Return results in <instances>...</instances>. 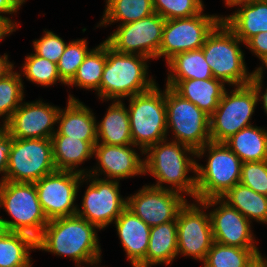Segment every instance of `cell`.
<instances>
[{
  "instance_id": "obj_30",
  "label": "cell",
  "mask_w": 267,
  "mask_h": 267,
  "mask_svg": "<svg viewBox=\"0 0 267 267\" xmlns=\"http://www.w3.org/2000/svg\"><path fill=\"white\" fill-rule=\"evenodd\" d=\"M167 80L213 78L209 64L205 61L202 49L176 54L167 63Z\"/></svg>"
},
{
  "instance_id": "obj_20",
  "label": "cell",
  "mask_w": 267,
  "mask_h": 267,
  "mask_svg": "<svg viewBox=\"0 0 267 267\" xmlns=\"http://www.w3.org/2000/svg\"><path fill=\"white\" fill-rule=\"evenodd\" d=\"M67 107L60 108L57 124L58 129L53 135H64L80 138L87 142H97L96 116L92 110L79 99L69 94Z\"/></svg>"
},
{
  "instance_id": "obj_46",
  "label": "cell",
  "mask_w": 267,
  "mask_h": 267,
  "mask_svg": "<svg viewBox=\"0 0 267 267\" xmlns=\"http://www.w3.org/2000/svg\"><path fill=\"white\" fill-rule=\"evenodd\" d=\"M247 267H267V258L260 254H257Z\"/></svg>"
},
{
  "instance_id": "obj_7",
  "label": "cell",
  "mask_w": 267,
  "mask_h": 267,
  "mask_svg": "<svg viewBox=\"0 0 267 267\" xmlns=\"http://www.w3.org/2000/svg\"><path fill=\"white\" fill-rule=\"evenodd\" d=\"M0 207L12 220H5L8 231L20 232L37 240L47 225L34 183L4 181L0 184Z\"/></svg>"
},
{
  "instance_id": "obj_3",
  "label": "cell",
  "mask_w": 267,
  "mask_h": 267,
  "mask_svg": "<svg viewBox=\"0 0 267 267\" xmlns=\"http://www.w3.org/2000/svg\"><path fill=\"white\" fill-rule=\"evenodd\" d=\"M148 61L142 55L117 52L107 44V60L100 82L101 101H122L150 90L156 81L148 75Z\"/></svg>"
},
{
  "instance_id": "obj_11",
  "label": "cell",
  "mask_w": 267,
  "mask_h": 267,
  "mask_svg": "<svg viewBox=\"0 0 267 267\" xmlns=\"http://www.w3.org/2000/svg\"><path fill=\"white\" fill-rule=\"evenodd\" d=\"M222 18V15H207L202 11L192 17L166 20L158 59L164 56L167 63L178 53L201 49Z\"/></svg>"
},
{
  "instance_id": "obj_9",
  "label": "cell",
  "mask_w": 267,
  "mask_h": 267,
  "mask_svg": "<svg viewBox=\"0 0 267 267\" xmlns=\"http://www.w3.org/2000/svg\"><path fill=\"white\" fill-rule=\"evenodd\" d=\"M165 104L167 133L170 128L174 134V141L194 150L211 142L209 115L167 86H165Z\"/></svg>"
},
{
  "instance_id": "obj_27",
  "label": "cell",
  "mask_w": 267,
  "mask_h": 267,
  "mask_svg": "<svg viewBox=\"0 0 267 267\" xmlns=\"http://www.w3.org/2000/svg\"><path fill=\"white\" fill-rule=\"evenodd\" d=\"M244 162L267 160V130L251 125L224 142Z\"/></svg>"
},
{
  "instance_id": "obj_43",
  "label": "cell",
  "mask_w": 267,
  "mask_h": 267,
  "mask_svg": "<svg viewBox=\"0 0 267 267\" xmlns=\"http://www.w3.org/2000/svg\"><path fill=\"white\" fill-rule=\"evenodd\" d=\"M263 80L262 78L258 77L254 72H252L251 80H250V85L254 88L256 95H257V100L262 101L263 103V109L264 112L267 115V88L264 91V94L261 92L262 86H263ZM262 93V96H261Z\"/></svg>"
},
{
  "instance_id": "obj_18",
  "label": "cell",
  "mask_w": 267,
  "mask_h": 267,
  "mask_svg": "<svg viewBox=\"0 0 267 267\" xmlns=\"http://www.w3.org/2000/svg\"><path fill=\"white\" fill-rule=\"evenodd\" d=\"M61 107L44 103L41 99L21 103L10 119L3 125L13 138L51 139L56 132Z\"/></svg>"
},
{
  "instance_id": "obj_45",
  "label": "cell",
  "mask_w": 267,
  "mask_h": 267,
  "mask_svg": "<svg viewBox=\"0 0 267 267\" xmlns=\"http://www.w3.org/2000/svg\"><path fill=\"white\" fill-rule=\"evenodd\" d=\"M15 32V30L2 18H0V41L10 36L11 33Z\"/></svg>"
},
{
  "instance_id": "obj_5",
  "label": "cell",
  "mask_w": 267,
  "mask_h": 267,
  "mask_svg": "<svg viewBox=\"0 0 267 267\" xmlns=\"http://www.w3.org/2000/svg\"><path fill=\"white\" fill-rule=\"evenodd\" d=\"M240 43L243 42L221 21L201 48L213 77L233 87L248 85L252 76L246 68Z\"/></svg>"
},
{
  "instance_id": "obj_50",
  "label": "cell",
  "mask_w": 267,
  "mask_h": 267,
  "mask_svg": "<svg viewBox=\"0 0 267 267\" xmlns=\"http://www.w3.org/2000/svg\"><path fill=\"white\" fill-rule=\"evenodd\" d=\"M89 265L90 266H92V267H98V266H96V265H99V263H92V264H88V267H89ZM77 267H82L81 265H77Z\"/></svg>"
},
{
  "instance_id": "obj_12",
  "label": "cell",
  "mask_w": 267,
  "mask_h": 267,
  "mask_svg": "<svg viewBox=\"0 0 267 267\" xmlns=\"http://www.w3.org/2000/svg\"><path fill=\"white\" fill-rule=\"evenodd\" d=\"M86 175L76 172L55 170L34 184L42 209L48 220L76 215L77 192Z\"/></svg>"
},
{
  "instance_id": "obj_26",
  "label": "cell",
  "mask_w": 267,
  "mask_h": 267,
  "mask_svg": "<svg viewBox=\"0 0 267 267\" xmlns=\"http://www.w3.org/2000/svg\"><path fill=\"white\" fill-rule=\"evenodd\" d=\"M177 245L176 221L151 227L146 258L137 267L169 265L177 257Z\"/></svg>"
},
{
  "instance_id": "obj_16",
  "label": "cell",
  "mask_w": 267,
  "mask_h": 267,
  "mask_svg": "<svg viewBox=\"0 0 267 267\" xmlns=\"http://www.w3.org/2000/svg\"><path fill=\"white\" fill-rule=\"evenodd\" d=\"M126 198V208L150 227L176 221L180 208L187 201L184 195L176 191L146 184Z\"/></svg>"
},
{
  "instance_id": "obj_2",
  "label": "cell",
  "mask_w": 267,
  "mask_h": 267,
  "mask_svg": "<svg viewBox=\"0 0 267 267\" xmlns=\"http://www.w3.org/2000/svg\"><path fill=\"white\" fill-rule=\"evenodd\" d=\"M168 141L166 138L144 151V175L150 173L156 179L155 187L186 194L196 200V150L173 139ZM191 171L194 176L188 177ZM165 183L171 187L163 186Z\"/></svg>"
},
{
  "instance_id": "obj_25",
  "label": "cell",
  "mask_w": 267,
  "mask_h": 267,
  "mask_svg": "<svg viewBox=\"0 0 267 267\" xmlns=\"http://www.w3.org/2000/svg\"><path fill=\"white\" fill-rule=\"evenodd\" d=\"M102 120L96 123L97 144L133 145L128 108L123 101L113 100Z\"/></svg>"
},
{
  "instance_id": "obj_49",
  "label": "cell",
  "mask_w": 267,
  "mask_h": 267,
  "mask_svg": "<svg viewBox=\"0 0 267 267\" xmlns=\"http://www.w3.org/2000/svg\"><path fill=\"white\" fill-rule=\"evenodd\" d=\"M8 232L6 223L4 218L0 217V237H2L3 235H5Z\"/></svg>"
},
{
  "instance_id": "obj_4",
  "label": "cell",
  "mask_w": 267,
  "mask_h": 267,
  "mask_svg": "<svg viewBox=\"0 0 267 267\" xmlns=\"http://www.w3.org/2000/svg\"><path fill=\"white\" fill-rule=\"evenodd\" d=\"M206 153L207 164L196 163L198 201L222 197L241 179L243 162L225 143L208 142L196 150V158L200 159Z\"/></svg>"
},
{
  "instance_id": "obj_39",
  "label": "cell",
  "mask_w": 267,
  "mask_h": 267,
  "mask_svg": "<svg viewBox=\"0 0 267 267\" xmlns=\"http://www.w3.org/2000/svg\"><path fill=\"white\" fill-rule=\"evenodd\" d=\"M43 32L44 35L40 39L33 41L34 53L57 64L68 43L52 31Z\"/></svg>"
},
{
  "instance_id": "obj_17",
  "label": "cell",
  "mask_w": 267,
  "mask_h": 267,
  "mask_svg": "<svg viewBox=\"0 0 267 267\" xmlns=\"http://www.w3.org/2000/svg\"><path fill=\"white\" fill-rule=\"evenodd\" d=\"M201 202L207 209L213 207L209 215L214 242L240 248H258L255 245V235L251 230L252 222L239 211L221 198H209Z\"/></svg>"
},
{
  "instance_id": "obj_31",
  "label": "cell",
  "mask_w": 267,
  "mask_h": 267,
  "mask_svg": "<svg viewBox=\"0 0 267 267\" xmlns=\"http://www.w3.org/2000/svg\"><path fill=\"white\" fill-rule=\"evenodd\" d=\"M103 18L97 27L115 22L132 23L155 13L152 0H105Z\"/></svg>"
},
{
  "instance_id": "obj_38",
  "label": "cell",
  "mask_w": 267,
  "mask_h": 267,
  "mask_svg": "<svg viewBox=\"0 0 267 267\" xmlns=\"http://www.w3.org/2000/svg\"><path fill=\"white\" fill-rule=\"evenodd\" d=\"M240 183L267 196V160L244 162Z\"/></svg>"
},
{
  "instance_id": "obj_24",
  "label": "cell",
  "mask_w": 267,
  "mask_h": 267,
  "mask_svg": "<svg viewBox=\"0 0 267 267\" xmlns=\"http://www.w3.org/2000/svg\"><path fill=\"white\" fill-rule=\"evenodd\" d=\"M51 140L56 170L88 174V169H78V166L94 156L97 142H87L64 135H53Z\"/></svg>"
},
{
  "instance_id": "obj_35",
  "label": "cell",
  "mask_w": 267,
  "mask_h": 267,
  "mask_svg": "<svg viewBox=\"0 0 267 267\" xmlns=\"http://www.w3.org/2000/svg\"><path fill=\"white\" fill-rule=\"evenodd\" d=\"M21 72L28 81L44 87L55 85L58 81L67 85L59 76L57 64L35 53L25 57Z\"/></svg>"
},
{
  "instance_id": "obj_37",
  "label": "cell",
  "mask_w": 267,
  "mask_h": 267,
  "mask_svg": "<svg viewBox=\"0 0 267 267\" xmlns=\"http://www.w3.org/2000/svg\"><path fill=\"white\" fill-rule=\"evenodd\" d=\"M154 11L165 20L188 18L204 11L202 0H152Z\"/></svg>"
},
{
  "instance_id": "obj_40",
  "label": "cell",
  "mask_w": 267,
  "mask_h": 267,
  "mask_svg": "<svg viewBox=\"0 0 267 267\" xmlns=\"http://www.w3.org/2000/svg\"><path fill=\"white\" fill-rule=\"evenodd\" d=\"M13 145V137L9 134L8 130L0 124V184L6 181V173L8 166V157Z\"/></svg>"
},
{
  "instance_id": "obj_36",
  "label": "cell",
  "mask_w": 267,
  "mask_h": 267,
  "mask_svg": "<svg viewBox=\"0 0 267 267\" xmlns=\"http://www.w3.org/2000/svg\"><path fill=\"white\" fill-rule=\"evenodd\" d=\"M86 39H77L70 41L64 50V53L57 62V68L60 78L68 84L76 75L77 70L85 57L92 49H88Z\"/></svg>"
},
{
  "instance_id": "obj_23",
  "label": "cell",
  "mask_w": 267,
  "mask_h": 267,
  "mask_svg": "<svg viewBox=\"0 0 267 267\" xmlns=\"http://www.w3.org/2000/svg\"><path fill=\"white\" fill-rule=\"evenodd\" d=\"M239 8L222 21L245 44L254 35L267 32V0L241 3Z\"/></svg>"
},
{
  "instance_id": "obj_10",
  "label": "cell",
  "mask_w": 267,
  "mask_h": 267,
  "mask_svg": "<svg viewBox=\"0 0 267 267\" xmlns=\"http://www.w3.org/2000/svg\"><path fill=\"white\" fill-rule=\"evenodd\" d=\"M55 170L51 139L13 138L7 181L35 183Z\"/></svg>"
},
{
  "instance_id": "obj_1",
  "label": "cell",
  "mask_w": 267,
  "mask_h": 267,
  "mask_svg": "<svg viewBox=\"0 0 267 267\" xmlns=\"http://www.w3.org/2000/svg\"><path fill=\"white\" fill-rule=\"evenodd\" d=\"M96 229L100 230L78 215L51 219L36 240V249L67 256L75 262V267L100 263L102 253Z\"/></svg>"
},
{
  "instance_id": "obj_29",
  "label": "cell",
  "mask_w": 267,
  "mask_h": 267,
  "mask_svg": "<svg viewBox=\"0 0 267 267\" xmlns=\"http://www.w3.org/2000/svg\"><path fill=\"white\" fill-rule=\"evenodd\" d=\"M36 240L25 233L8 231L0 237V267H32Z\"/></svg>"
},
{
  "instance_id": "obj_14",
  "label": "cell",
  "mask_w": 267,
  "mask_h": 267,
  "mask_svg": "<svg viewBox=\"0 0 267 267\" xmlns=\"http://www.w3.org/2000/svg\"><path fill=\"white\" fill-rule=\"evenodd\" d=\"M195 202L186 201L177 214V256L203 262L214 240L209 212L205 213L207 208L201 201Z\"/></svg>"
},
{
  "instance_id": "obj_6",
  "label": "cell",
  "mask_w": 267,
  "mask_h": 267,
  "mask_svg": "<svg viewBox=\"0 0 267 267\" xmlns=\"http://www.w3.org/2000/svg\"><path fill=\"white\" fill-rule=\"evenodd\" d=\"M131 138L141 155L151 145L167 138L165 90L156 83L150 90L129 97Z\"/></svg>"
},
{
  "instance_id": "obj_48",
  "label": "cell",
  "mask_w": 267,
  "mask_h": 267,
  "mask_svg": "<svg viewBox=\"0 0 267 267\" xmlns=\"http://www.w3.org/2000/svg\"><path fill=\"white\" fill-rule=\"evenodd\" d=\"M254 0H224L225 2V6H228V7H236L238 4H241V3H247V2H252Z\"/></svg>"
},
{
  "instance_id": "obj_13",
  "label": "cell",
  "mask_w": 267,
  "mask_h": 267,
  "mask_svg": "<svg viewBox=\"0 0 267 267\" xmlns=\"http://www.w3.org/2000/svg\"><path fill=\"white\" fill-rule=\"evenodd\" d=\"M89 181L76 215L96 225L100 230L112 224L127 207V198L119 190V181L106 180L87 174ZM91 181V182H90Z\"/></svg>"
},
{
  "instance_id": "obj_41",
  "label": "cell",
  "mask_w": 267,
  "mask_h": 267,
  "mask_svg": "<svg viewBox=\"0 0 267 267\" xmlns=\"http://www.w3.org/2000/svg\"><path fill=\"white\" fill-rule=\"evenodd\" d=\"M260 61L267 56V32H260L250 38L245 44Z\"/></svg>"
},
{
  "instance_id": "obj_44",
  "label": "cell",
  "mask_w": 267,
  "mask_h": 267,
  "mask_svg": "<svg viewBox=\"0 0 267 267\" xmlns=\"http://www.w3.org/2000/svg\"><path fill=\"white\" fill-rule=\"evenodd\" d=\"M14 67V64L8 60V55L0 56V79L5 77L9 72H11Z\"/></svg>"
},
{
  "instance_id": "obj_32",
  "label": "cell",
  "mask_w": 267,
  "mask_h": 267,
  "mask_svg": "<svg viewBox=\"0 0 267 267\" xmlns=\"http://www.w3.org/2000/svg\"><path fill=\"white\" fill-rule=\"evenodd\" d=\"M107 60V43L103 41L93 48L79 66L76 75L67 84L86 90H95L100 99V82Z\"/></svg>"
},
{
  "instance_id": "obj_28",
  "label": "cell",
  "mask_w": 267,
  "mask_h": 267,
  "mask_svg": "<svg viewBox=\"0 0 267 267\" xmlns=\"http://www.w3.org/2000/svg\"><path fill=\"white\" fill-rule=\"evenodd\" d=\"M229 206L235 208L250 222L267 224V196L237 183L220 197Z\"/></svg>"
},
{
  "instance_id": "obj_47",
  "label": "cell",
  "mask_w": 267,
  "mask_h": 267,
  "mask_svg": "<svg viewBox=\"0 0 267 267\" xmlns=\"http://www.w3.org/2000/svg\"><path fill=\"white\" fill-rule=\"evenodd\" d=\"M261 63H263L262 64V66H260V67H257L253 72L258 76V77H260V78H262V79H264L263 77V69H267V56L263 59V60H261ZM263 66L265 67V68H263Z\"/></svg>"
},
{
  "instance_id": "obj_42",
  "label": "cell",
  "mask_w": 267,
  "mask_h": 267,
  "mask_svg": "<svg viewBox=\"0 0 267 267\" xmlns=\"http://www.w3.org/2000/svg\"><path fill=\"white\" fill-rule=\"evenodd\" d=\"M27 0H0V18L4 19L15 31L17 30L18 24L13 22L11 17L8 18L3 16V14H15L21 8V6Z\"/></svg>"
},
{
  "instance_id": "obj_15",
  "label": "cell",
  "mask_w": 267,
  "mask_h": 267,
  "mask_svg": "<svg viewBox=\"0 0 267 267\" xmlns=\"http://www.w3.org/2000/svg\"><path fill=\"white\" fill-rule=\"evenodd\" d=\"M165 21L155 12L138 21L118 25L104 41L117 52L158 59Z\"/></svg>"
},
{
  "instance_id": "obj_19",
  "label": "cell",
  "mask_w": 267,
  "mask_h": 267,
  "mask_svg": "<svg viewBox=\"0 0 267 267\" xmlns=\"http://www.w3.org/2000/svg\"><path fill=\"white\" fill-rule=\"evenodd\" d=\"M132 146L137 148L134 145L96 144L94 156L98 166L89 169L88 174L97 178L103 174L106 178L102 179L117 181L143 175L144 159H141Z\"/></svg>"
},
{
  "instance_id": "obj_8",
  "label": "cell",
  "mask_w": 267,
  "mask_h": 267,
  "mask_svg": "<svg viewBox=\"0 0 267 267\" xmlns=\"http://www.w3.org/2000/svg\"><path fill=\"white\" fill-rule=\"evenodd\" d=\"M254 88L248 84L226 89L219 104L210 116L211 142L224 143L243 128L252 125V115L258 104Z\"/></svg>"
},
{
  "instance_id": "obj_21",
  "label": "cell",
  "mask_w": 267,
  "mask_h": 267,
  "mask_svg": "<svg viewBox=\"0 0 267 267\" xmlns=\"http://www.w3.org/2000/svg\"><path fill=\"white\" fill-rule=\"evenodd\" d=\"M113 223L127 260L137 267L146 258L151 227L127 208Z\"/></svg>"
},
{
  "instance_id": "obj_22",
  "label": "cell",
  "mask_w": 267,
  "mask_h": 267,
  "mask_svg": "<svg viewBox=\"0 0 267 267\" xmlns=\"http://www.w3.org/2000/svg\"><path fill=\"white\" fill-rule=\"evenodd\" d=\"M225 85L222 80L213 77L203 80H167L165 86L172 88L182 98L211 116L226 90Z\"/></svg>"
},
{
  "instance_id": "obj_33",
  "label": "cell",
  "mask_w": 267,
  "mask_h": 267,
  "mask_svg": "<svg viewBox=\"0 0 267 267\" xmlns=\"http://www.w3.org/2000/svg\"><path fill=\"white\" fill-rule=\"evenodd\" d=\"M257 254H260L258 248H240L213 242L203 267H247Z\"/></svg>"
},
{
  "instance_id": "obj_34",
  "label": "cell",
  "mask_w": 267,
  "mask_h": 267,
  "mask_svg": "<svg viewBox=\"0 0 267 267\" xmlns=\"http://www.w3.org/2000/svg\"><path fill=\"white\" fill-rule=\"evenodd\" d=\"M21 75L20 72L12 70L0 79V117L4 119L2 125L10 119L24 100V83Z\"/></svg>"
}]
</instances>
